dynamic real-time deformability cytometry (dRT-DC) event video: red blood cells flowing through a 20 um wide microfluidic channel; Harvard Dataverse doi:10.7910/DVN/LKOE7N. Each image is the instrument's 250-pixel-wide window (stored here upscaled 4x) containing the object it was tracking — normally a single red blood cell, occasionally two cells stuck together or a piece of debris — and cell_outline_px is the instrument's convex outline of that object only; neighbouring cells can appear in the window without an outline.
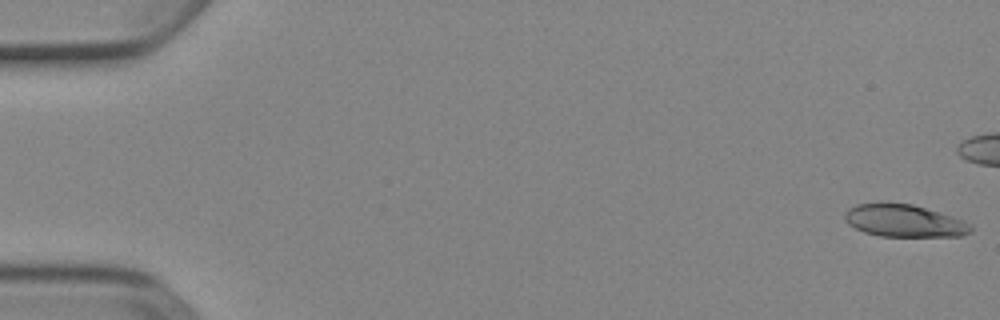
{"species": "Egyptian fruit bat (a non-hibernating species)", "species_latin": "Rousettus aegyptiacus", "temperature_condition": "cold", "stored_images_in_passage": 43, "camera_frame_rate_fps": 3000, "um_per_image_px": 0.085, "animal": {"sex": "female"}, "frame": {"image": 1, "passage_image": 1, "time_ms": 0.0, "image_size_px": [1000, 320], "cell_outline_px": [[972, 232], [960, 236], [880, 236], [864, 232], [848, 224], [844, 220], [844, 212], [848, 208], [856, 204], [876, 200], [884, 200], [912, 204], [952, 216], [964, 220], [972, 224]], "centroid_in_image_um": [76.8, 18.72], "position_along_channel_um": 8.2, "area_um2": 24.51}}
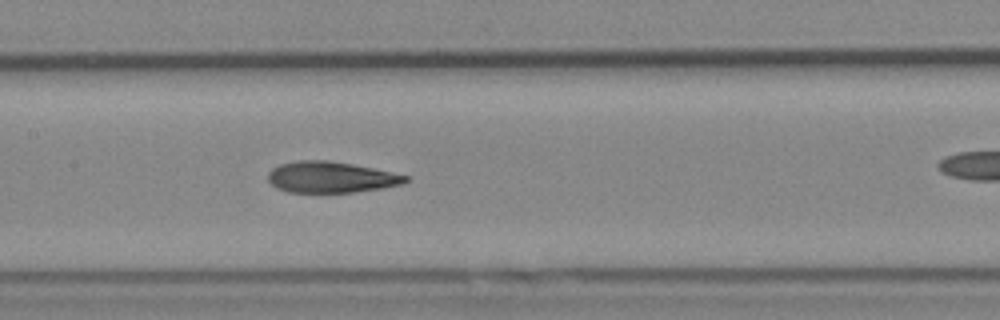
{"frame": {"image": 2, "passage_image": 26, "time_ms": 8.333, "image_size_px": [1000, 320], "cell_outline_px": [[408, 180], [404, 184], [384, 188], [356, 192], [288, 192], [276, 188], [268, 180], [268, 172], [272, 168], [280, 164], [300, 160], [328, 160], [352, 164], [392, 172], [408, 176]], "centroid_in_image_um": [28.13, 15.06], "position_along_channel_um": 179.3, "area_um2": 24.97}}
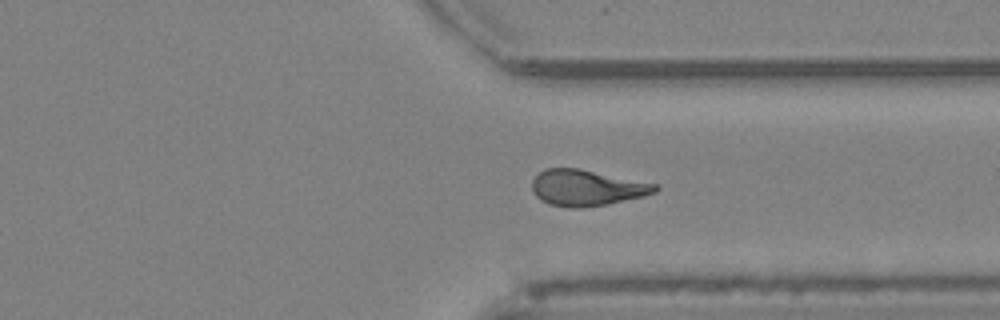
{"frame": {"image": 3, "passage_image": 40, "time_ms": 13.0, "image_size_px": [1000, 320], "cell_outline_px": [[660, 188], [656, 192], [644, 196], [608, 204], [584, 208], [568, 208], [548, 204], [540, 200], [536, 196], [532, 188], [532, 180], [544, 168], [576, 168], [660, 184]], "centroid_in_image_um": [49.89, 15.97], "position_along_channel_um": 361.5, "area_um2": 26.07}}